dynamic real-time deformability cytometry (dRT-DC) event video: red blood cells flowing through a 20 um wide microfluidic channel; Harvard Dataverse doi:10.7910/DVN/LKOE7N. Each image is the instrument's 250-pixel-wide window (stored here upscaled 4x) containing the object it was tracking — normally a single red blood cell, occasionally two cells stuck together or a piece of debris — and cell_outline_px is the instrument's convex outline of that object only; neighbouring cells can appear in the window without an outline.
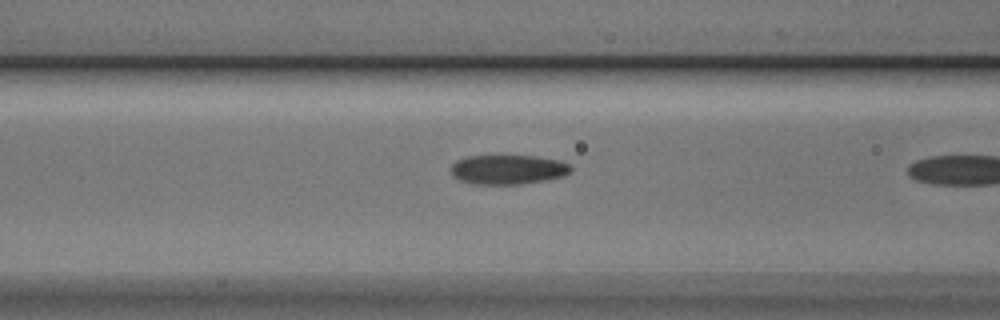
{"species": "Egyptian fruit bat (a non-hibernating species)", "species_latin": "Rousettus aegyptiacus", "temperature_condition": "cold", "stored_images_in_passage": 6, "camera_frame_rate_fps": 3000, "um_per_image_px": 0.085, "animal": {"sex": "male"}, "frame": {"image": 1, "passage_image": 5, "time_ms": 1.333, "image_size_px": [1000, 320], "cell_outline_px": [[572, 168], [564, 176], [548, 180], [520, 184], [472, 184], [460, 180], [452, 176], [452, 164], [456, 160], [468, 156], [532, 156], [560, 160], [568, 164]], "centroid_in_image_um": [43.17, 14.41], "position_along_channel_um": 123.4, "area_um2": 20.58}}